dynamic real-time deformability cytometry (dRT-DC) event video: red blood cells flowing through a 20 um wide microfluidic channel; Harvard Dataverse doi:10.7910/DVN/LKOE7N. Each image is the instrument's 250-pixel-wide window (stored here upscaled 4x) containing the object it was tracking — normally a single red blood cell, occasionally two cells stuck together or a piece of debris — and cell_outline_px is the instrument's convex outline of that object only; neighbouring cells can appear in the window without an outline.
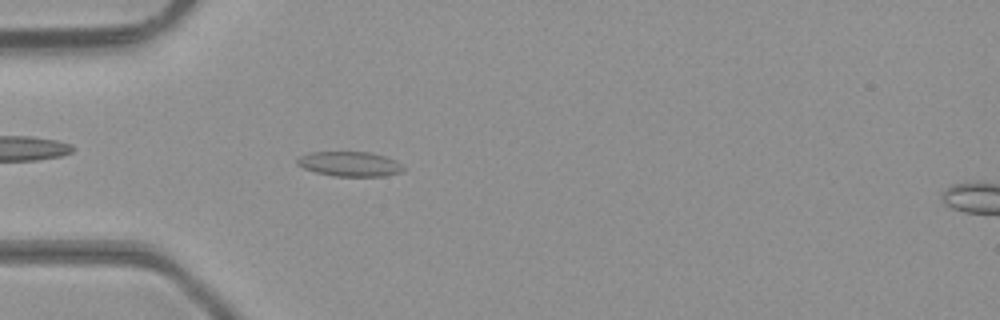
{"species": "common noctule bat (a hibernating species)", "species_latin": "Nyctalus noctula", "temperature_condition": "room temperature", "stored_images_in_passage": 47, "camera_frame_rate_fps": 3000, "um_per_image_px": 0.085, "animal": {"sex": "male", "body_mass_g": 23.1, "forearm_length_mm": 52.7}, "frame": {"image": 1, "passage_image": 14, "time_ms": 4.333, "image_size_px": [1000, 320], "cell_outline_px": [[404, 168], [400, 172], [384, 176], [336, 176], [316, 172], [304, 168], [296, 164], [296, 160], [300, 156], [308, 152], [368, 152], [384, 156], [396, 160]], "centroid_in_image_um": [29.7, 13.93], "position_along_channel_um": 55.3, "area_um2": 15.2}}
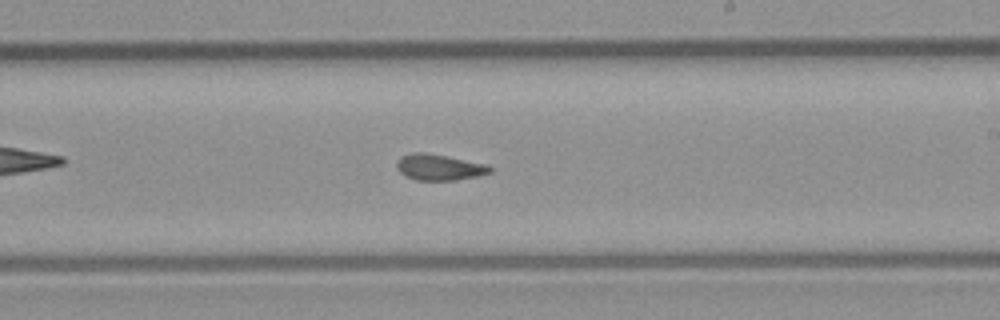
{"frame": {"image": 2, "passage_image": 28, "time_ms": 9.0, "image_size_px": [1000, 320], "cell_outline_px": [[492, 172], [476, 176], [456, 180], [416, 180], [404, 176], [396, 168], [396, 164], [400, 156], [416, 152], [424, 152], [488, 164], [492, 168]], "centroid_in_image_um": [37.32, 14.22], "position_along_channel_um": 251.7, "area_um2": 14.16}}
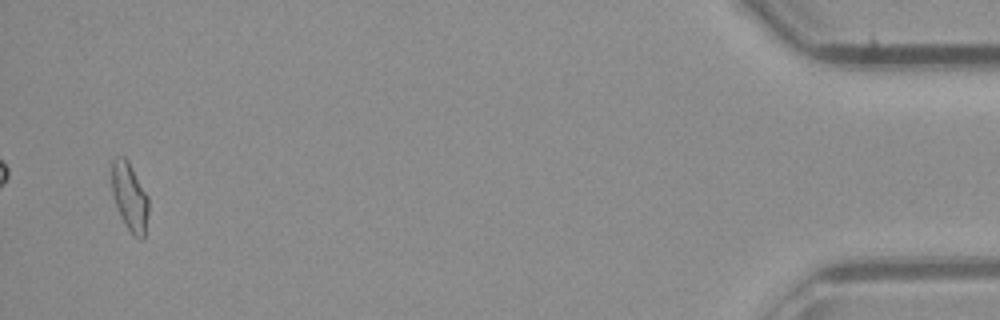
{"frame": {"image": 3, "passage_image": 46, "time_ms": 15.0, "image_size_px": [1000, 320], "cell_outline_px": [[148, 212], [144, 236], [140, 240], [128, 228], [116, 204], [112, 192], [112, 160], [116, 156], [124, 156], [128, 160], [148, 196]], "centroid_in_image_um": [11.03, 16.67], "position_along_channel_um": 424.2, "area_um2": 14.22}, "authors_computed_cell_mechanics": {"area_um2": 14.45, "velocity_mm_per_s": 4.334, "shape_relaxation_time_tau1_ms": null, "shape_relaxation_time_tau2_ms": 1.7769, "deformation_change_tau1": null, "deformation_change_tau2": 0.0692}}